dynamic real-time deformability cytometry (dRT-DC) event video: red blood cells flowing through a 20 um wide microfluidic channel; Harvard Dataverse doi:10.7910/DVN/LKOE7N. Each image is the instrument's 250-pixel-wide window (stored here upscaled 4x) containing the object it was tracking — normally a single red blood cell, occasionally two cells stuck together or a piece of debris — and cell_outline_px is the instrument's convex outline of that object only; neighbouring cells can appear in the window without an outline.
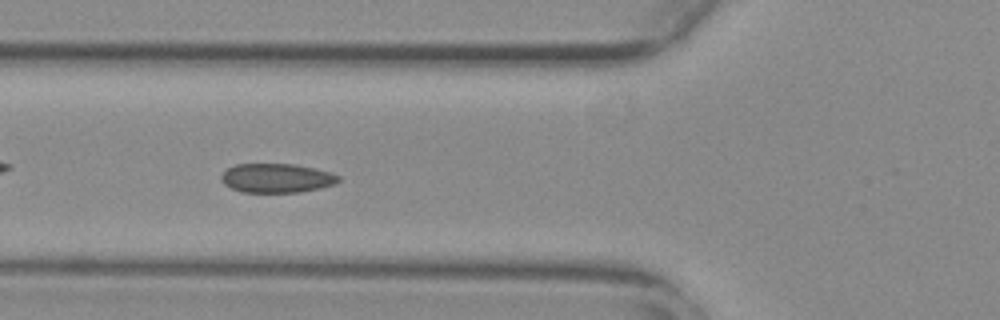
{"species": "common noctule bat (a hibernating species)", "species_latin": "Nyctalus noctula", "temperature_condition": "warm", "stored_images_in_passage": 55, "camera_frame_rate_fps": 3000, "um_per_image_px": 0.085, "animal": {"sex": "female", "body_mass_g": 29.2, "forearm_length_mm": 56.3}, "frame": {"image": 1, "passage_image": 20, "time_ms": 6.333, "image_size_px": [1000, 320], "cell_outline_px": [[340, 180], [336, 184], [320, 188], [300, 192], [244, 192], [232, 188], [224, 184], [220, 180], [220, 176], [228, 168], [236, 164], [292, 164], [332, 172], [340, 176]], "centroid_in_image_um": [23.53, 15.14], "position_along_channel_um": 102.3, "area_um2": 19.88}}
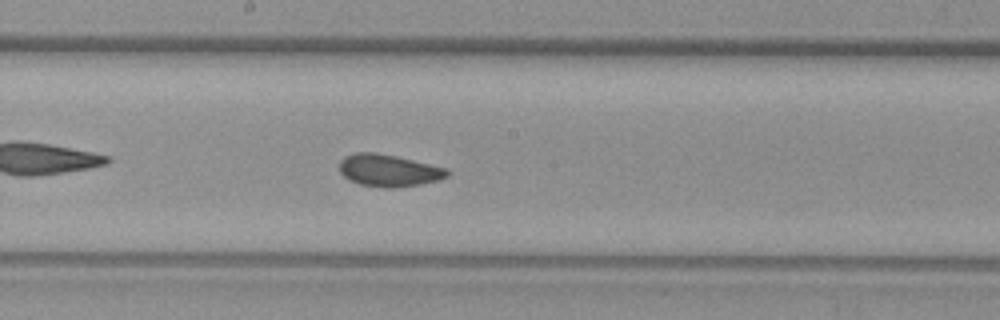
{"frame": {"image": 2, "passage_image": 29, "time_ms": 9.333, "image_size_px": [1000, 320], "cell_outline_px": [[452, 172], [448, 176], [440, 180], [400, 188], [384, 188], [360, 184], [348, 180], [340, 172], [340, 160], [344, 156], [356, 152], [376, 152], [396, 156], [448, 168]], "centroid_in_image_um": [33.07, 14.49], "position_along_channel_um": 215.1, "area_um2": 20.52}}
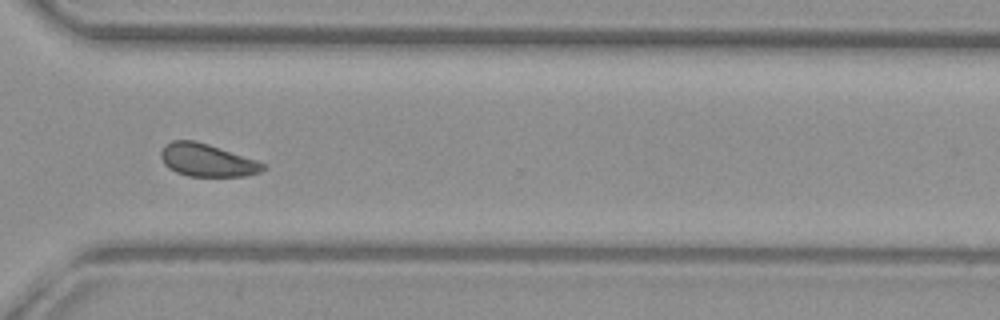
{"frame": {"image": 3, "passage_image": 40, "time_ms": 13.0, "image_size_px": [1000, 320], "cell_outline_px": [[268, 168], [260, 172], [244, 176], [188, 176], [176, 172], [168, 168], [164, 164], [160, 156], [160, 152], [164, 144], [172, 140], [192, 140], [208, 144], [268, 164]], "centroid_in_image_um": [17.6, 13.62], "position_along_channel_um": 353.0, "area_um2": 19.59}, "authors_computed_cell_mechanics": {"area_um2": 19.9988, "velocity_mm_per_s": 3.7616, "shape_relaxation_time_tau1_ms": 11.003, "shape_relaxation_time_tau2_ms": 2.331, "deformation_change_tau1": 0.136, "deformation_change_tau2": 0.0528}}